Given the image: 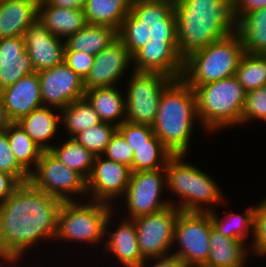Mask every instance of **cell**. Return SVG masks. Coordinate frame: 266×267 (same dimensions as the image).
Listing matches in <instances>:
<instances>
[{"label": "cell", "mask_w": 266, "mask_h": 267, "mask_svg": "<svg viewBox=\"0 0 266 267\" xmlns=\"http://www.w3.org/2000/svg\"><path fill=\"white\" fill-rule=\"evenodd\" d=\"M62 202L28 181L0 204V235L22 263L28 253L32 255L33 248L43 245L41 242L48 245L55 241Z\"/></svg>", "instance_id": "1"}, {"label": "cell", "mask_w": 266, "mask_h": 267, "mask_svg": "<svg viewBox=\"0 0 266 267\" xmlns=\"http://www.w3.org/2000/svg\"><path fill=\"white\" fill-rule=\"evenodd\" d=\"M176 39L183 60L236 29L232 0H174Z\"/></svg>", "instance_id": "2"}, {"label": "cell", "mask_w": 266, "mask_h": 267, "mask_svg": "<svg viewBox=\"0 0 266 267\" xmlns=\"http://www.w3.org/2000/svg\"><path fill=\"white\" fill-rule=\"evenodd\" d=\"M198 122L194 89L182 78L173 80L160 96L154 134L172 155H186Z\"/></svg>", "instance_id": "3"}, {"label": "cell", "mask_w": 266, "mask_h": 267, "mask_svg": "<svg viewBox=\"0 0 266 267\" xmlns=\"http://www.w3.org/2000/svg\"><path fill=\"white\" fill-rule=\"evenodd\" d=\"M186 156L172 155L165 167V191L176 198L169 200L170 205L183 212H209L229 204L218 182L202 168L187 162Z\"/></svg>", "instance_id": "4"}, {"label": "cell", "mask_w": 266, "mask_h": 267, "mask_svg": "<svg viewBox=\"0 0 266 267\" xmlns=\"http://www.w3.org/2000/svg\"><path fill=\"white\" fill-rule=\"evenodd\" d=\"M117 36L131 56L151 38L177 41L174 0H131L130 12Z\"/></svg>", "instance_id": "5"}, {"label": "cell", "mask_w": 266, "mask_h": 267, "mask_svg": "<svg viewBox=\"0 0 266 267\" xmlns=\"http://www.w3.org/2000/svg\"><path fill=\"white\" fill-rule=\"evenodd\" d=\"M200 127L206 134L242 126L246 91L236 76L194 89Z\"/></svg>", "instance_id": "6"}, {"label": "cell", "mask_w": 266, "mask_h": 267, "mask_svg": "<svg viewBox=\"0 0 266 267\" xmlns=\"http://www.w3.org/2000/svg\"><path fill=\"white\" fill-rule=\"evenodd\" d=\"M114 206L97 201H63L57 222L55 241L83 243L86 246L105 243L106 222ZM96 245V246H95Z\"/></svg>", "instance_id": "7"}, {"label": "cell", "mask_w": 266, "mask_h": 267, "mask_svg": "<svg viewBox=\"0 0 266 267\" xmlns=\"http://www.w3.org/2000/svg\"><path fill=\"white\" fill-rule=\"evenodd\" d=\"M243 53L240 35L234 31L187 57L182 79L195 89L209 82L235 76Z\"/></svg>", "instance_id": "8"}, {"label": "cell", "mask_w": 266, "mask_h": 267, "mask_svg": "<svg viewBox=\"0 0 266 267\" xmlns=\"http://www.w3.org/2000/svg\"><path fill=\"white\" fill-rule=\"evenodd\" d=\"M29 182L35 188L62 201H80V198L82 201L88 197L86 180L67 167L50 150L42 152L35 169L30 173Z\"/></svg>", "instance_id": "9"}, {"label": "cell", "mask_w": 266, "mask_h": 267, "mask_svg": "<svg viewBox=\"0 0 266 267\" xmlns=\"http://www.w3.org/2000/svg\"><path fill=\"white\" fill-rule=\"evenodd\" d=\"M128 75L124 90L126 121L152 126L156 120L160 96L174 79L161 73L133 71Z\"/></svg>", "instance_id": "10"}, {"label": "cell", "mask_w": 266, "mask_h": 267, "mask_svg": "<svg viewBox=\"0 0 266 267\" xmlns=\"http://www.w3.org/2000/svg\"><path fill=\"white\" fill-rule=\"evenodd\" d=\"M211 226L209 212L180 211L171 254L178 256L186 267H202L209 255Z\"/></svg>", "instance_id": "11"}, {"label": "cell", "mask_w": 266, "mask_h": 267, "mask_svg": "<svg viewBox=\"0 0 266 267\" xmlns=\"http://www.w3.org/2000/svg\"><path fill=\"white\" fill-rule=\"evenodd\" d=\"M164 188L166 189L165 169L131 172L125 194L120 199L124 207L121 206L122 209L119 208L118 212L125 210L121 211L124 218L133 220L170 206V199L163 198Z\"/></svg>", "instance_id": "12"}, {"label": "cell", "mask_w": 266, "mask_h": 267, "mask_svg": "<svg viewBox=\"0 0 266 267\" xmlns=\"http://www.w3.org/2000/svg\"><path fill=\"white\" fill-rule=\"evenodd\" d=\"M179 209L170 205L158 212L133 219L144 260L171 254Z\"/></svg>", "instance_id": "13"}, {"label": "cell", "mask_w": 266, "mask_h": 267, "mask_svg": "<svg viewBox=\"0 0 266 267\" xmlns=\"http://www.w3.org/2000/svg\"><path fill=\"white\" fill-rule=\"evenodd\" d=\"M130 175L131 170L127 165L107 159L102 155L96 156L92 171L86 180L89 195L87 199L109 204L114 206V209L119 208L122 205L119 202L125 194Z\"/></svg>", "instance_id": "14"}, {"label": "cell", "mask_w": 266, "mask_h": 267, "mask_svg": "<svg viewBox=\"0 0 266 267\" xmlns=\"http://www.w3.org/2000/svg\"><path fill=\"white\" fill-rule=\"evenodd\" d=\"M43 106L62 109L84 97V80L66 63L38 72Z\"/></svg>", "instance_id": "15"}, {"label": "cell", "mask_w": 266, "mask_h": 267, "mask_svg": "<svg viewBox=\"0 0 266 267\" xmlns=\"http://www.w3.org/2000/svg\"><path fill=\"white\" fill-rule=\"evenodd\" d=\"M131 66V71L129 67ZM132 56L125 45L117 38L94 58V64L84 79L85 90L113 87L122 81L124 75L132 73ZM126 73V74H125Z\"/></svg>", "instance_id": "16"}, {"label": "cell", "mask_w": 266, "mask_h": 267, "mask_svg": "<svg viewBox=\"0 0 266 267\" xmlns=\"http://www.w3.org/2000/svg\"><path fill=\"white\" fill-rule=\"evenodd\" d=\"M132 65L136 72L161 73L174 80L181 79L184 70L177 41L153 38L132 56Z\"/></svg>", "instance_id": "17"}, {"label": "cell", "mask_w": 266, "mask_h": 267, "mask_svg": "<svg viewBox=\"0 0 266 267\" xmlns=\"http://www.w3.org/2000/svg\"><path fill=\"white\" fill-rule=\"evenodd\" d=\"M117 211L114 209L107 219L103 252H108L105 255L112 254L111 257H114L117 260L116 262L119 261V265L123 267H139L145 260L139 250L135 223L132 219L124 218L122 215L118 218V222H113L114 216H117Z\"/></svg>", "instance_id": "18"}, {"label": "cell", "mask_w": 266, "mask_h": 267, "mask_svg": "<svg viewBox=\"0 0 266 267\" xmlns=\"http://www.w3.org/2000/svg\"><path fill=\"white\" fill-rule=\"evenodd\" d=\"M23 38L35 72L64 62L65 40L51 34L38 18L26 28Z\"/></svg>", "instance_id": "19"}, {"label": "cell", "mask_w": 266, "mask_h": 267, "mask_svg": "<svg viewBox=\"0 0 266 267\" xmlns=\"http://www.w3.org/2000/svg\"><path fill=\"white\" fill-rule=\"evenodd\" d=\"M0 99L12 122H18L22 117L43 107L38 73H30L15 84L3 88Z\"/></svg>", "instance_id": "20"}, {"label": "cell", "mask_w": 266, "mask_h": 267, "mask_svg": "<svg viewBox=\"0 0 266 267\" xmlns=\"http://www.w3.org/2000/svg\"><path fill=\"white\" fill-rule=\"evenodd\" d=\"M23 36L0 39V84L5 88L33 73Z\"/></svg>", "instance_id": "21"}, {"label": "cell", "mask_w": 266, "mask_h": 267, "mask_svg": "<svg viewBox=\"0 0 266 267\" xmlns=\"http://www.w3.org/2000/svg\"><path fill=\"white\" fill-rule=\"evenodd\" d=\"M16 123L43 151H48L56 143L52 141L60 131L58 130L61 126L60 109L43 106L22 117Z\"/></svg>", "instance_id": "22"}, {"label": "cell", "mask_w": 266, "mask_h": 267, "mask_svg": "<svg viewBox=\"0 0 266 267\" xmlns=\"http://www.w3.org/2000/svg\"><path fill=\"white\" fill-rule=\"evenodd\" d=\"M39 0H0V39L23 36L38 17Z\"/></svg>", "instance_id": "23"}, {"label": "cell", "mask_w": 266, "mask_h": 267, "mask_svg": "<svg viewBox=\"0 0 266 267\" xmlns=\"http://www.w3.org/2000/svg\"><path fill=\"white\" fill-rule=\"evenodd\" d=\"M209 245L208 259L202 267H247L250 252L245 242L223 236L211 226Z\"/></svg>", "instance_id": "24"}, {"label": "cell", "mask_w": 266, "mask_h": 267, "mask_svg": "<svg viewBox=\"0 0 266 267\" xmlns=\"http://www.w3.org/2000/svg\"><path fill=\"white\" fill-rule=\"evenodd\" d=\"M37 18L51 34L63 40L87 25L83 10L49 6L44 0H39Z\"/></svg>", "instance_id": "25"}, {"label": "cell", "mask_w": 266, "mask_h": 267, "mask_svg": "<svg viewBox=\"0 0 266 267\" xmlns=\"http://www.w3.org/2000/svg\"><path fill=\"white\" fill-rule=\"evenodd\" d=\"M117 87L92 88L84 94L101 121L116 127L126 121L125 93Z\"/></svg>", "instance_id": "26"}, {"label": "cell", "mask_w": 266, "mask_h": 267, "mask_svg": "<svg viewBox=\"0 0 266 267\" xmlns=\"http://www.w3.org/2000/svg\"><path fill=\"white\" fill-rule=\"evenodd\" d=\"M117 38V30L110 26L87 24L65 40L64 51H79L95 56Z\"/></svg>", "instance_id": "27"}, {"label": "cell", "mask_w": 266, "mask_h": 267, "mask_svg": "<svg viewBox=\"0 0 266 267\" xmlns=\"http://www.w3.org/2000/svg\"><path fill=\"white\" fill-rule=\"evenodd\" d=\"M223 213L224 215L220 217L218 212L216 213L214 209L209 211L213 228L223 236L239 239L249 245L253 235L255 204L244 209L242 213H235L232 211Z\"/></svg>", "instance_id": "28"}, {"label": "cell", "mask_w": 266, "mask_h": 267, "mask_svg": "<svg viewBox=\"0 0 266 267\" xmlns=\"http://www.w3.org/2000/svg\"><path fill=\"white\" fill-rule=\"evenodd\" d=\"M130 5L131 0H86L83 11L87 24L110 26L118 31Z\"/></svg>", "instance_id": "29"}, {"label": "cell", "mask_w": 266, "mask_h": 267, "mask_svg": "<svg viewBox=\"0 0 266 267\" xmlns=\"http://www.w3.org/2000/svg\"><path fill=\"white\" fill-rule=\"evenodd\" d=\"M235 31L240 35L244 52H266V7L245 14L237 23Z\"/></svg>", "instance_id": "30"}, {"label": "cell", "mask_w": 266, "mask_h": 267, "mask_svg": "<svg viewBox=\"0 0 266 267\" xmlns=\"http://www.w3.org/2000/svg\"><path fill=\"white\" fill-rule=\"evenodd\" d=\"M61 127L67 137L73 138L79 132L102 123L94 108L85 97L77 99L60 110ZM67 131V132H66Z\"/></svg>", "instance_id": "31"}, {"label": "cell", "mask_w": 266, "mask_h": 267, "mask_svg": "<svg viewBox=\"0 0 266 267\" xmlns=\"http://www.w3.org/2000/svg\"><path fill=\"white\" fill-rule=\"evenodd\" d=\"M5 132L17 162L30 174L35 169L43 150L16 122H12Z\"/></svg>", "instance_id": "32"}, {"label": "cell", "mask_w": 266, "mask_h": 267, "mask_svg": "<svg viewBox=\"0 0 266 267\" xmlns=\"http://www.w3.org/2000/svg\"><path fill=\"white\" fill-rule=\"evenodd\" d=\"M59 143L54 144L50 151L67 167L87 180L96 156L74 138H67L61 142L62 144Z\"/></svg>", "instance_id": "33"}, {"label": "cell", "mask_w": 266, "mask_h": 267, "mask_svg": "<svg viewBox=\"0 0 266 267\" xmlns=\"http://www.w3.org/2000/svg\"><path fill=\"white\" fill-rule=\"evenodd\" d=\"M171 152L154 134L150 138V145L136 147L133 152L131 172L165 169Z\"/></svg>", "instance_id": "34"}, {"label": "cell", "mask_w": 266, "mask_h": 267, "mask_svg": "<svg viewBox=\"0 0 266 267\" xmlns=\"http://www.w3.org/2000/svg\"><path fill=\"white\" fill-rule=\"evenodd\" d=\"M244 90L250 91L266 86V58L261 54L244 52L235 75Z\"/></svg>", "instance_id": "35"}, {"label": "cell", "mask_w": 266, "mask_h": 267, "mask_svg": "<svg viewBox=\"0 0 266 267\" xmlns=\"http://www.w3.org/2000/svg\"><path fill=\"white\" fill-rule=\"evenodd\" d=\"M117 127L102 122L96 126L79 132L73 138L95 156L102 155Z\"/></svg>", "instance_id": "36"}, {"label": "cell", "mask_w": 266, "mask_h": 267, "mask_svg": "<svg viewBox=\"0 0 266 267\" xmlns=\"http://www.w3.org/2000/svg\"><path fill=\"white\" fill-rule=\"evenodd\" d=\"M249 244V252L256 259L266 257V197L255 205L253 235Z\"/></svg>", "instance_id": "37"}, {"label": "cell", "mask_w": 266, "mask_h": 267, "mask_svg": "<svg viewBox=\"0 0 266 267\" xmlns=\"http://www.w3.org/2000/svg\"><path fill=\"white\" fill-rule=\"evenodd\" d=\"M258 120L266 122V86L246 92L242 126Z\"/></svg>", "instance_id": "38"}, {"label": "cell", "mask_w": 266, "mask_h": 267, "mask_svg": "<svg viewBox=\"0 0 266 267\" xmlns=\"http://www.w3.org/2000/svg\"><path fill=\"white\" fill-rule=\"evenodd\" d=\"M0 171L13 175L20 183L29 181L30 174L17 162L5 130L0 131Z\"/></svg>", "instance_id": "39"}, {"label": "cell", "mask_w": 266, "mask_h": 267, "mask_svg": "<svg viewBox=\"0 0 266 267\" xmlns=\"http://www.w3.org/2000/svg\"><path fill=\"white\" fill-rule=\"evenodd\" d=\"M117 130L125 138L132 151L141 145H150V138L154 135L152 126L146 124H133L124 121Z\"/></svg>", "instance_id": "40"}, {"label": "cell", "mask_w": 266, "mask_h": 267, "mask_svg": "<svg viewBox=\"0 0 266 267\" xmlns=\"http://www.w3.org/2000/svg\"><path fill=\"white\" fill-rule=\"evenodd\" d=\"M102 156L131 167L133 151L122 134L116 130Z\"/></svg>", "instance_id": "41"}, {"label": "cell", "mask_w": 266, "mask_h": 267, "mask_svg": "<svg viewBox=\"0 0 266 267\" xmlns=\"http://www.w3.org/2000/svg\"><path fill=\"white\" fill-rule=\"evenodd\" d=\"M94 55L79 51H64V63H66L83 80L87 77L94 64Z\"/></svg>", "instance_id": "42"}, {"label": "cell", "mask_w": 266, "mask_h": 267, "mask_svg": "<svg viewBox=\"0 0 266 267\" xmlns=\"http://www.w3.org/2000/svg\"><path fill=\"white\" fill-rule=\"evenodd\" d=\"M233 19L237 23L245 14L266 7V0H232Z\"/></svg>", "instance_id": "43"}, {"label": "cell", "mask_w": 266, "mask_h": 267, "mask_svg": "<svg viewBox=\"0 0 266 267\" xmlns=\"http://www.w3.org/2000/svg\"><path fill=\"white\" fill-rule=\"evenodd\" d=\"M139 267H186V266L178 256L170 254L163 257L146 259Z\"/></svg>", "instance_id": "44"}, {"label": "cell", "mask_w": 266, "mask_h": 267, "mask_svg": "<svg viewBox=\"0 0 266 267\" xmlns=\"http://www.w3.org/2000/svg\"><path fill=\"white\" fill-rule=\"evenodd\" d=\"M21 183L11 174L0 171V204L3 203Z\"/></svg>", "instance_id": "45"}, {"label": "cell", "mask_w": 266, "mask_h": 267, "mask_svg": "<svg viewBox=\"0 0 266 267\" xmlns=\"http://www.w3.org/2000/svg\"><path fill=\"white\" fill-rule=\"evenodd\" d=\"M18 263L24 264L7 247L4 238L0 235V267H19L20 265Z\"/></svg>", "instance_id": "46"}, {"label": "cell", "mask_w": 266, "mask_h": 267, "mask_svg": "<svg viewBox=\"0 0 266 267\" xmlns=\"http://www.w3.org/2000/svg\"><path fill=\"white\" fill-rule=\"evenodd\" d=\"M49 6L83 10L86 0H44Z\"/></svg>", "instance_id": "47"}, {"label": "cell", "mask_w": 266, "mask_h": 267, "mask_svg": "<svg viewBox=\"0 0 266 267\" xmlns=\"http://www.w3.org/2000/svg\"><path fill=\"white\" fill-rule=\"evenodd\" d=\"M11 123L12 121L9 119L6 109L0 99V131L6 130Z\"/></svg>", "instance_id": "48"}]
</instances>
